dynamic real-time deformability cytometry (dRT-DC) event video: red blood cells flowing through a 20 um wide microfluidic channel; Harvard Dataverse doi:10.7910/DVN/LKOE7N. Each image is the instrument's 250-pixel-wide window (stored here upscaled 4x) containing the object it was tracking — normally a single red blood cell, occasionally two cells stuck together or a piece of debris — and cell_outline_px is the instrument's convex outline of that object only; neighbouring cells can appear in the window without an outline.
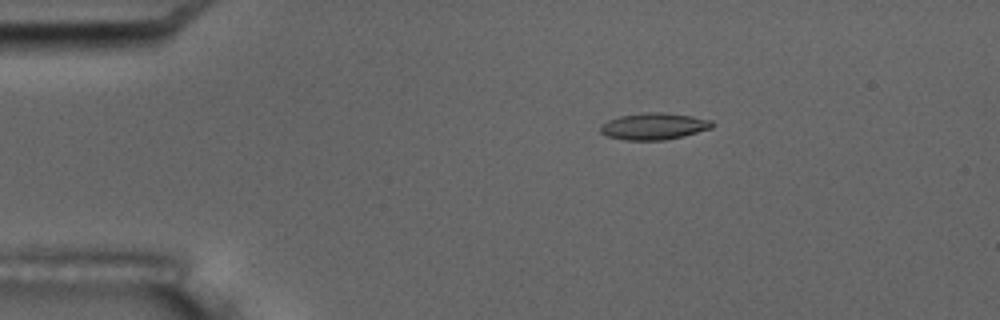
{"species": "common noctule bat (a hibernating species)", "species_latin": "Nyctalus noctula", "temperature_condition": "room temperature", "stored_images_in_passage": 5, "camera_frame_rate_fps": 3000, "um_per_image_px": 0.085, "animal": {"sex": "male", "body_mass_g": 17.5, "forearm_length_mm": 52.3}, "frame": {"image": 1, "passage_image": 3, "time_ms": 2.333, "image_size_px": [1000, 320], "cell_outline_px": [[716, 124], [712, 128], [684, 136], [664, 140], [624, 140], [608, 136], [600, 132], [600, 124], [608, 120], [620, 116], [644, 112], [664, 112], [692, 116], [712, 120]], "centroid_in_image_um": [55.6, 10.73], "position_along_channel_um": 29.4, "area_um2": 17.57}}